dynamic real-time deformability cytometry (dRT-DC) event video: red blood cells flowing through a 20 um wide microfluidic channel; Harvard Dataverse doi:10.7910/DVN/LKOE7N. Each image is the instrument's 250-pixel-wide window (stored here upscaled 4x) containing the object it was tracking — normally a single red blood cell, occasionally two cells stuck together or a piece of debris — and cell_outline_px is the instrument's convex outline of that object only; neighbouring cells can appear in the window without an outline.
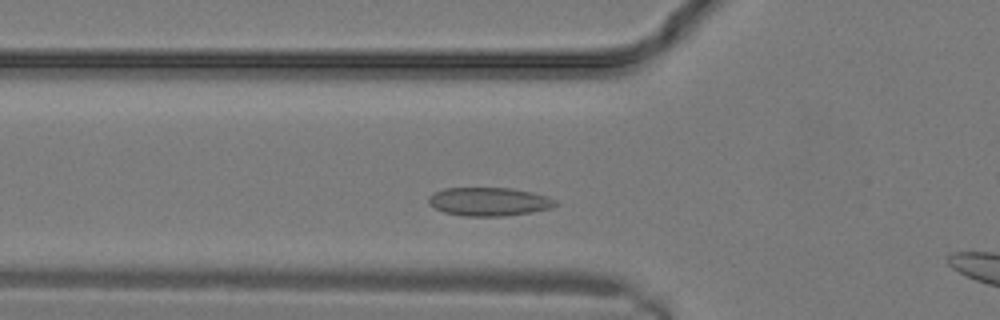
{"species": "common noctule bat (a hibernating species)", "species_latin": "Nyctalus noctula", "temperature_condition": "warm", "stored_images_in_passage": 5, "camera_frame_rate_fps": 3000, "um_per_image_px": 0.085, "animal": {"sex": "male", "body_mass_g": 19.2, "forearm_length_mm": 51.8}, "frame": {"image": 1, "passage_image": 4, "time_ms": 1.0, "image_size_px": [1000, 320], "cell_outline_px": [[560, 204], [552, 208], [532, 212], [504, 216], [464, 216], [444, 212], [428, 204], [428, 196], [432, 192], [444, 188], [512, 188], [532, 192], [548, 196], [556, 200]], "centroid_in_image_um": [41.58, 17.13], "position_along_channel_um": 84.2, "area_um2": 21.33}}